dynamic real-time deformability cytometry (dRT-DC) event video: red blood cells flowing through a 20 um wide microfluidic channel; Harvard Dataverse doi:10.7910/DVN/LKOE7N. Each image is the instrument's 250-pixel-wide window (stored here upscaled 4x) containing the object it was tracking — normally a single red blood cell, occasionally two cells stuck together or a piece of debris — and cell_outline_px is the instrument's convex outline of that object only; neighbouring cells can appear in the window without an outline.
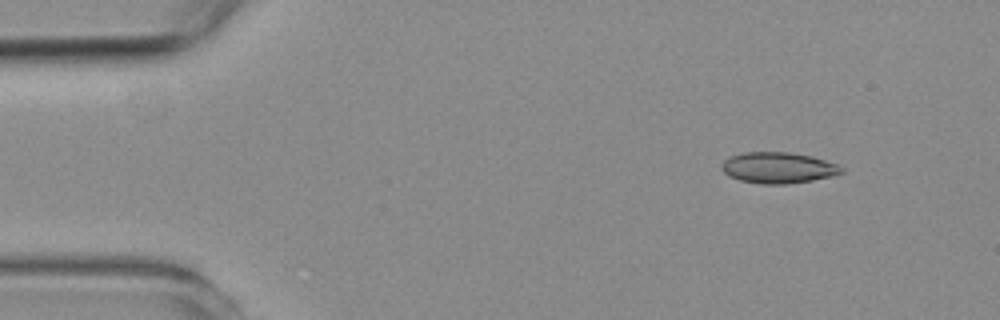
{"species": "common noctule bat (a hibernating species)", "species_latin": "Nyctalus noctula", "temperature_condition": "room temperature", "stored_images_in_passage": 52, "camera_frame_rate_fps": 3000, "um_per_image_px": 0.085, "animal": {"sex": "female", "body_mass_g": 19.3, "forearm_length_mm": 54.1}, "frame": {"image": 1, "passage_image": 1, "time_ms": 0.0, "image_size_px": [1000, 320], "cell_outline_px": [[844, 172], [832, 176], [812, 180], [784, 184], [760, 184], [740, 180], [728, 176], [720, 168], [720, 164], [724, 160], [732, 156], [744, 152], [788, 152], [812, 156], [836, 164], [844, 168]], "centroid_in_image_um": [66.12, 14.26], "position_along_channel_um": 18.9, "area_um2": 21.68}}
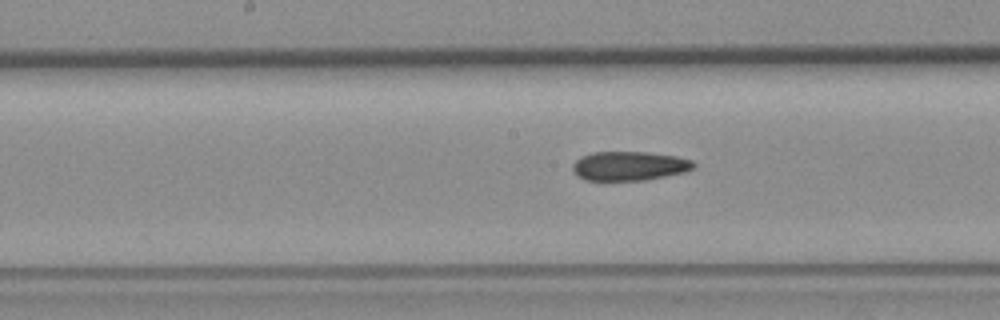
{"frame": {"image": 2, "passage_image": 23, "time_ms": 7.333, "image_size_px": [1000, 320], "cell_outline_px": [[696, 168], [684, 172], [644, 180], [584, 180], [576, 176], [572, 168], [572, 164], [580, 156], [592, 152], [644, 152], [676, 156], [692, 160], [696, 164]], "centroid_in_image_um": [53.47, 14.1], "position_along_channel_um": 194.7, "area_um2": 20.63}}
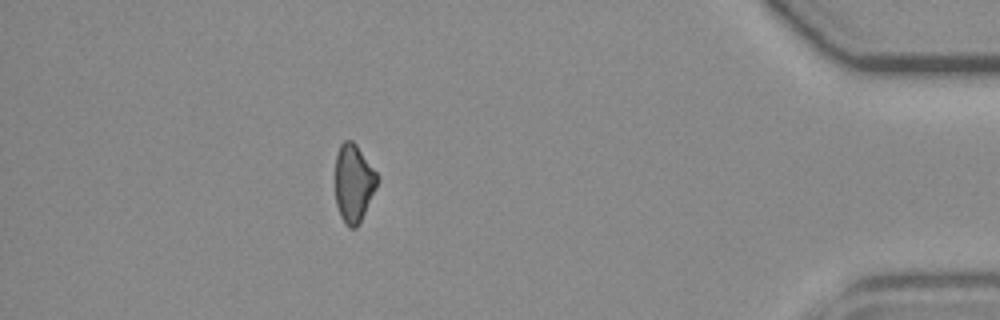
{"frame": {"image": 3, "passage_image": 45, "time_ms": 14.667, "image_size_px": [1000, 320], "cell_outline_px": [[380, 180], [356, 228], [348, 228], [344, 224], [340, 216], [336, 204], [336, 156], [340, 144], [344, 140], [352, 140], [356, 144], [380, 176]], "centroid_in_image_um": [30.07, 15.55], "position_along_channel_um": 405.1, "area_um2": 19.13}, "authors_computed_cell_mechanics": {"area_um2": 20.8658, "velocity_mm_per_s": 3.6037, "shape_relaxation_time_tau1_ms": null, "shape_relaxation_time_tau2_ms": 10.8394, "deformation_change_tau1": null, "deformation_change_tau2": 0.1805}}